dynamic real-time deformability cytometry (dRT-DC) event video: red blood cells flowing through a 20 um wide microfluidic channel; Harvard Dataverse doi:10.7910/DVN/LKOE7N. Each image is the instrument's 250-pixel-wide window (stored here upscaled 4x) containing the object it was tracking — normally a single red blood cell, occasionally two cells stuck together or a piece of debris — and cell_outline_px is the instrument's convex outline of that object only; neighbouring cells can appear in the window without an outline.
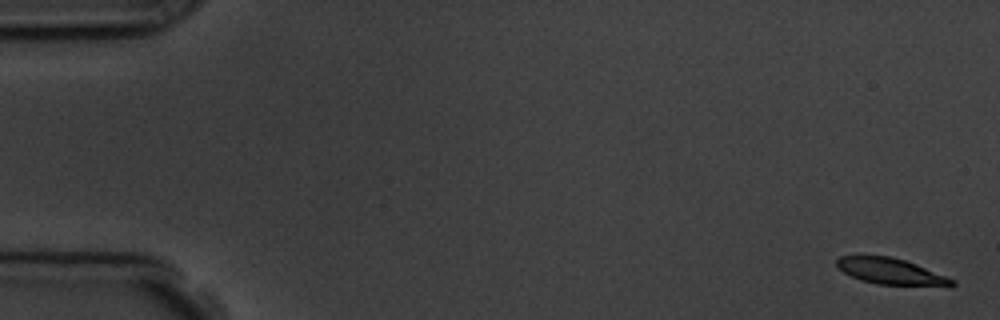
{"species": "common noctule bat (a hibernating species)", "species_latin": "Nyctalus noctula", "temperature_condition": "room temperature", "stored_images_in_passage": 6, "camera_frame_rate_fps": 3000, "um_per_image_px": 0.085, "animal": {"sex": "male", "body_mass_g": 19.5, "forearm_length_mm": 54.6}, "frame": {"image": 1, "passage_image": 1, "time_ms": 0.0, "image_size_px": [1000, 320], "cell_outline_px": [[956, 284], [952, 288], [948, 288], [876, 284], [860, 280], [836, 268], [836, 260], [840, 256], [888, 256], [904, 260], [916, 264], [956, 280]], "centroid_in_image_um": [75.82, 23.12], "position_along_channel_um": 9.2, "area_um2": 18.09}}